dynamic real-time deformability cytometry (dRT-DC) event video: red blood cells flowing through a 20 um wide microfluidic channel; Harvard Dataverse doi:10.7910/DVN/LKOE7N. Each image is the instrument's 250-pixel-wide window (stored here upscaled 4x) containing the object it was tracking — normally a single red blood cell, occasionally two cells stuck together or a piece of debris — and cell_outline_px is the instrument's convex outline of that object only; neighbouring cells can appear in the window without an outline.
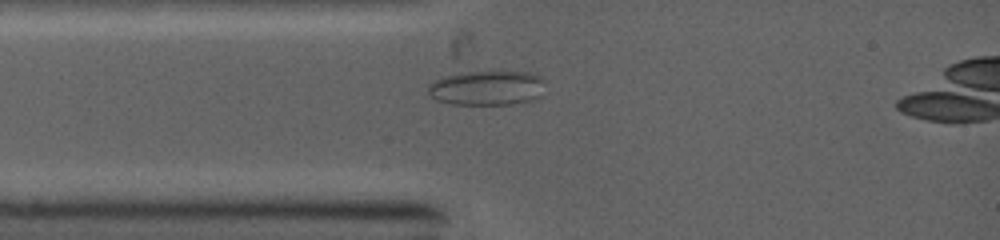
{"species": "common noctule bat (a hibernating species)", "species_latin": "Nyctalus noctula", "temperature_condition": "warm", "stored_images_in_passage": 49, "camera_frame_rate_fps": 5000, "um_per_image_px": 0.085, "animal": {"sex": "female", "body_mass_g": 19.0, "forearm_length_mm": 53.3}, "frame": {"image": 1, "passage_image": 1, "time_ms": 0.0, "image_size_px": [1000, 240], "cell_outline_px": [[544, 80], [540, 96], [528, 100], [512, 104], [452, 104], [436, 100], [428, 92], [428, 84], [432, 80], [444, 76], [460, 72], [528, 72], [540, 76]], "centroid_in_image_um": [41.34, 7.46], "position_along_channel_um": 43.7, "area_um2": 23.52}}
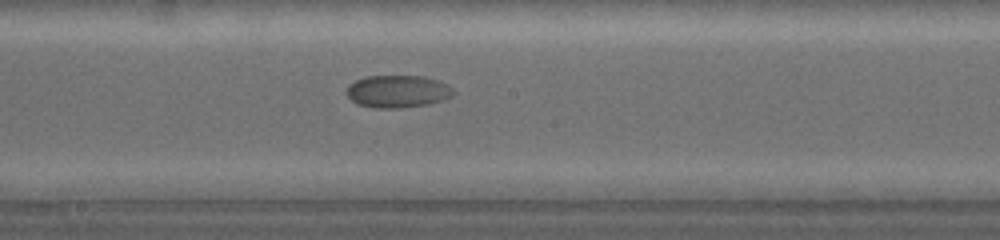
{"frame": {"image": 2, "passage_image": 22, "time_ms": 4.2, "image_size_px": [1000, 240], "cell_outline_px": [[456, 92], [452, 96], [428, 104], [400, 108], [376, 108], [356, 104], [344, 92], [348, 84], [364, 76], [424, 76], [448, 84]], "centroid_in_image_um": [33.76, 7.76], "position_along_channel_um": 214.4, "area_um2": 20.35}}
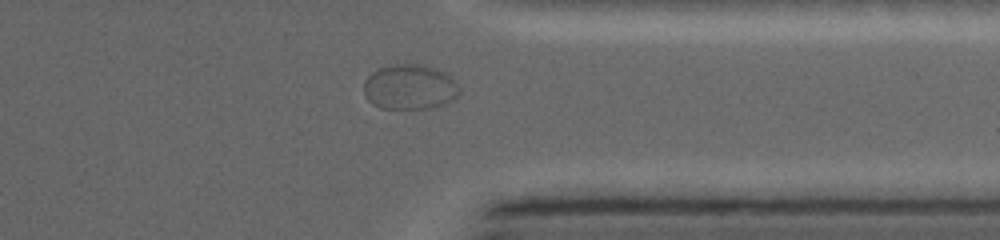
{"frame": {"image": 3, "passage_image": 42, "time_ms": 8.2, "image_size_px": [1000, 240], "cell_outline_px": [[460, 92], [452, 100], [444, 104], [432, 108], [380, 108], [372, 104], [368, 100], [364, 92], [364, 80], [372, 72], [380, 68], [396, 64], [416, 64], [432, 68], [444, 72], [460, 88]], "centroid_in_image_um": [34.8, 7.41], "position_along_channel_um": 376.6, "area_um2": 24.8}}